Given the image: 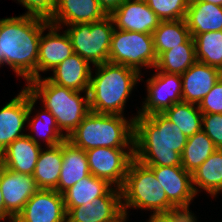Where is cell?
<instances>
[{"instance_id":"4fadbf2b","label":"cell","mask_w":222,"mask_h":222,"mask_svg":"<svg viewBox=\"0 0 222 222\" xmlns=\"http://www.w3.org/2000/svg\"><path fill=\"white\" fill-rule=\"evenodd\" d=\"M28 112L29 91L23 86L0 108V154L13 141L26 135Z\"/></svg>"},{"instance_id":"8d00e7d4","label":"cell","mask_w":222,"mask_h":222,"mask_svg":"<svg viewBox=\"0 0 222 222\" xmlns=\"http://www.w3.org/2000/svg\"><path fill=\"white\" fill-rule=\"evenodd\" d=\"M196 214L177 210L171 213L150 214L145 222H195Z\"/></svg>"},{"instance_id":"5b68a950","label":"cell","mask_w":222,"mask_h":222,"mask_svg":"<svg viewBox=\"0 0 222 222\" xmlns=\"http://www.w3.org/2000/svg\"><path fill=\"white\" fill-rule=\"evenodd\" d=\"M131 116L90 111L67 138L85 151L93 148H134V119Z\"/></svg>"},{"instance_id":"83f0119b","label":"cell","mask_w":222,"mask_h":222,"mask_svg":"<svg viewBox=\"0 0 222 222\" xmlns=\"http://www.w3.org/2000/svg\"><path fill=\"white\" fill-rule=\"evenodd\" d=\"M196 61L195 42L190 37L184 44L163 52L157 58L154 69L156 71L181 75Z\"/></svg>"},{"instance_id":"d590c367","label":"cell","mask_w":222,"mask_h":222,"mask_svg":"<svg viewBox=\"0 0 222 222\" xmlns=\"http://www.w3.org/2000/svg\"><path fill=\"white\" fill-rule=\"evenodd\" d=\"M202 130L217 149H222V114H202Z\"/></svg>"},{"instance_id":"ac0fdd59","label":"cell","mask_w":222,"mask_h":222,"mask_svg":"<svg viewBox=\"0 0 222 222\" xmlns=\"http://www.w3.org/2000/svg\"><path fill=\"white\" fill-rule=\"evenodd\" d=\"M37 104L38 102L29 92V112L27 116L28 128H26V131L29 132L26 133V135L33 142L41 146L44 145L45 147L55 146L62 143L67 137L60 131L55 117L49 112V110L45 109L43 106H39V108Z\"/></svg>"},{"instance_id":"7402d4cb","label":"cell","mask_w":222,"mask_h":222,"mask_svg":"<svg viewBox=\"0 0 222 222\" xmlns=\"http://www.w3.org/2000/svg\"><path fill=\"white\" fill-rule=\"evenodd\" d=\"M42 148L25 135L5 148L0 154V164L14 172L33 175Z\"/></svg>"},{"instance_id":"d6a6232c","label":"cell","mask_w":222,"mask_h":222,"mask_svg":"<svg viewBox=\"0 0 222 222\" xmlns=\"http://www.w3.org/2000/svg\"><path fill=\"white\" fill-rule=\"evenodd\" d=\"M161 21L185 19L190 0H145Z\"/></svg>"},{"instance_id":"f1b7e54d","label":"cell","mask_w":222,"mask_h":222,"mask_svg":"<svg viewBox=\"0 0 222 222\" xmlns=\"http://www.w3.org/2000/svg\"><path fill=\"white\" fill-rule=\"evenodd\" d=\"M152 35L157 58L163 52L184 44L191 37L185 19L161 21Z\"/></svg>"},{"instance_id":"5bb4252c","label":"cell","mask_w":222,"mask_h":222,"mask_svg":"<svg viewBox=\"0 0 222 222\" xmlns=\"http://www.w3.org/2000/svg\"><path fill=\"white\" fill-rule=\"evenodd\" d=\"M73 54V47L67 32L61 27L49 24L42 31L39 41L37 78L43 77L42 73L49 74L57 65Z\"/></svg>"},{"instance_id":"d4e9b609","label":"cell","mask_w":222,"mask_h":222,"mask_svg":"<svg viewBox=\"0 0 222 222\" xmlns=\"http://www.w3.org/2000/svg\"><path fill=\"white\" fill-rule=\"evenodd\" d=\"M185 21L191 37L222 30V6L203 1H190Z\"/></svg>"},{"instance_id":"e0dca14e","label":"cell","mask_w":222,"mask_h":222,"mask_svg":"<svg viewBox=\"0 0 222 222\" xmlns=\"http://www.w3.org/2000/svg\"><path fill=\"white\" fill-rule=\"evenodd\" d=\"M109 16L117 29L148 34L161 22L145 0H125Z\"/></svg>"},{"instance_id":"484cf974","label":"cell","mask_w":222,"mask_h":222,"mask_svg":"<svg viewBox=\"0 0 222 222\" xmlns=\"http://www.w3.org/2000/svg\"><path fill=\"white\" fill-rule=\"evenodd\" d=\"M62 162V143L43 146L32 175L39 189H57Z\"/></svg>"},{"instance_id":"9a60e30c","label":"cell","mask_w":222,"mask_h":222,"mask_svg":"<svg viewBox=\"0 0 222 222\" xmlns=\"http://www.w3.org/2000/svg\"><path fill=\"white\" fill-rule=\"evenodd\" d=\"M16 222H67L63 195L56 190L39 189L16 216Z\"/></svg>"},{"instance_id":"2e32d148","label":"cell","mask_w":222,"mask_h":222,"mask_svg":"<svg viewBox=\"0 0 222 222\" xmlns=\"http://www.w3.org/2000/svg\"><path fill=\"white\" fill-rule=\"evenodd\" d=\"M0 188L6 210L14 217L39 190L32 175L17 173L0 164Z\"/></svg>"},{"instance_id":"f35d334b","label":"cell","mask_w":222,"mask_h":222,"mask_svg":"<svg viewBox=\"0 0 222 222\" xmlns=\"http://www.w3.org/2000/svg\"><path fill=\"white\" fill-rule=\"evenodd\" d=\"M12 220H15V218L6 210L2 189L0 188V222H9Z\"/></svg>"},{"instance_id":"7c38bea8","label":"cell","mask_w":222,"mask_h":222,"mask_svg":"<svg viewBox=\"0 0 222 222\" xmlns=\"http://www.w3.org/2000/svg\"><path fill=\"white\" fill-rule=\"evenodd\" d=\"M149 167L166 192L168 200L178 210L195 214L190 207L195 198H198L192 185V174L182 166Z\"/></svg>"},{"instance_id":"f546056e","label":"cell","mask_w":222,"mask_h":222,"mask_svg":"<svg viewBox=\"0 0 222 222\" xmlns=\"http://www.w3.org/2000/svg\"><path fill=\"white\" fill-rule=\"evenodd\" d=\"M216 150L213 141L203 130H200L187 139L181 155V166L192 174Z\"/></svg>"},{"instance_id":"9c48e42d","label":"cell","mask_w":222,"mask_h":222,"mask_svg":"<svg viewBox=\"0 0 222 222\" xmlns=\"http://www.w3.org/2000/svg\"><path fill=\"white\" fill-rule=\"evenodd\" d=\"M148 78L141 74L140 82L145 83V97L140 102V108H136L138 115H151L154 113H163L174 103L182 101V78L180 74L166 73L154 70L148 71ZM145 76L147 79L144 81Z\"/></svg>"},{"instance_id":"1f68e13d","label":"cell","mask_w":222,"mask_h":222,"mask_svg":"<svg viewBox=\"0 0 222 222\" xmlns=\"http://www.w3.org/2000/svg\"><path fill=\"white\" fill-rule=\"evenodd\" d=\"M193 39L197 61L222 71V30L201 33Z\"/></svg>"},{"instance_id":"4316f807","label":"cell","mask_w":222,"mask_h":222,"mask_svg":"<svg viewBox=\"0 0 222 222\" xmlns=\"http://www.w3.org/2000/svg\"><path fill=\"white\" fill-rule=\"evenodd\" d=\"M111 187L106 180L89 174L62 193L66 212L103 196Z\"/></svg>"},{"instance_id":"603a6c76","label":"cell","mask_w":222,"mask_h":222,"mask_svg":"<svg viewBox=\"0 0 222 222\" xmlns=\"http://www.w3.org/2000/svg\"><path fill=\"white\" fill-rule=\"evenodd\" d=\"M63 162L56 191L63 193L75 183L91 174L86 151L67 139L62 142Z\"/></svg>"},{"instance_id":"e575fe53","label":"cell","mask_w":222,"mask_h":222,"mask_svg":"<svg viewBox=\"0 0 222 222\" xmlns=\"http://www.w3.org/2000/svg\"><path fill=\"white\" fill-rule=\"evenodd\" d=\"M198 106L203 114H222V76Z\"/></svg>"},{"instance_id":"6da1fadb","label":"cell","mask_w":222,"mask_h":222,"mask_svg":"<svg viewBox=\"0 0 222 222\" xmlns=\"http://www.w3.org/2000/svg\"><path fill=\"white\" fill-rule=\"evenodd\" d=\"M49 24L21 14L0 19V68L8 66L25 85L37 79L39 41Z\"/></svg>"},{"instance_id":"ba28073f","label":"cell","mask_w":222,"mask_h":222,"mask_svg":"<svg viewBox=\"0 0 222 222\" xmlns=\"http://www.w3.org/2000/svg\"><path fill=\"white\" fill-rule=\"evenodd\" d=\"M68 34L73 51L92 66L109 62L111 38L115 29L112 18L92 23H78L62 27Z\"/></svg>"},{"instance_id":"74e56055","label":"cell","mask_w":222,"mask_h":222,"mask_svg":"<svg viewBox=\"0 0 222 222\" xmlns=\"http://www.w3.org/2000/svg\"><path fill=\"white\" fill-rule=\"evenodd\" d=\"M107 15L116 10L125 0H97Z\"/></svg>"},{"instance_id":"277c9868","label":"cell","mask_w":222,"mask_h":222,"mask_svg":"<svg viewBox=\"0 0 222 222\" xmlns=\"http://www.w3.org/2000/svg\"><path fill=\"white\" fill-rule=\"evenodd\" d=\"M24 86L38 105H42L55 117L60 131L67 138L90 112L88 92L57 85L46 75Z\"/></svg>"},{"instance_id":"52a82bcc","label":"cell","mask_w":222,"mask_h":222,"mask_svg":"<svg viewBox=\"0 0 222 222\" xmlns=\"http://www.w3.org/2000/svg\"><path fill=\"white\" fill-rule=\"evenodd\" d=\"M109 62L133 68L140 74L153 71L157 63L153 35L115 28L111 38Z\"/></svg>"},{"instance_id":"7a4b0ae2","label":"cell","mask_w":222,"mask_h":222,"mask_svg":"<svg viewBox=\"0 0 222 222\" xmlns=\"http://www.w3.org/2000/svg\"><path fill=\"white\" fill-rule=\"evenodd\" d=\"M187 136L162 113L134 119V158L147 166H181Z\"/></svg>"},{"instance_id":"4dcf8cb0","label":"cell","mask_w":222,"mask_h":222,"mask_svg":"<svg viewBox=\"0 0 222 222\" xmlns=\"http://www.w3.org/2000/svg\"><path fill=\"white\" fill-rule=\"evenodd\" d=\"M177 125L187 138L202 130V112L197 104L184 101L174 103L162 113Z\"/></svg>"},{"instance_id":"cb8c5ba5","label":"cell","mask_w":222,"mask_h":222,"mask_svg":"<svg viewBox=\"0 0 222 222\" xmlns=\"http://www.w3.org/2000/svg\"><path fill=\"white\" fill-rule=\"evenodd\" d=\"M192 185L197 196L203 191L212 200L222 196V149H217L192 173Z\"/></svg>"},{"instance_id":"ab89813d","label":"cell","mask_w":222,"mask_h":222,"mask_svg":"<svg viewBox=\"0 0 222 222\" xmlns=\"http://www.w3.org/2000/svg\"><path fill=\"white\" fill-rule=\"evenodd\" d=\"M190 1H203L208 3H213L218 6H222V0H190Z\"/></svg>"},{"instance_id":"ffe728a7","label":"cell","mask_w":222,"mask_h":222,"mask_svg":"<svg viewBox=\"0 0 222 222\" xmlns=\"http://www.w3.org/2000/svg\"><path fill=\"white\" fill-rule=\"evenodd\" d=\"M221 76L220 69L196 61L181 74L182 101L199 105Z\"/></svg>"},{"instance_id":"3957f363","label":"cell","mask_w":222,"mask_h":222,"mask_svg":"<svg viewBox=\"0 0 222 222\" xmlns=\"http://www.w3.org/2000/svg\"><path fill=\"white\" fill-rule=\"evenodd\" d=\"M93 68L88 91L90 111L126 116V104L139 86L141 74L133 68L110 62Z\"/></svg>"},{"instance_id":"30bf717a","label":"cell","mask_w":222,"mask_h":222,"mask_svg":"<svg viewBox=\"0 0 222 222\" xmlns=\"http://www.w3.org/2000/svg\"><path fill=\"white\" fill-rule=\"evenodd\" d=\"M86 156L93 176L121 189L134 158V148H93L86 151Z\"/></svg>"},{"instance_id":"836d02e7","label":"cell","mask_w":222,"mask_h":222,"mask_svg":"<svg viewBox=\"0 0 222 222\" xmlns=\"http://www.w3.org/2000/svg\"><path fill=\"white\" fill-rule=\"evenodd\" d=\"M25 8L22 15L34 16L45 20H50L53 16L56 0H14ZM27 10V11H26Z\"/></svg>"},{"instance_id":"44dd1931","label":"cell","mask_w":222,"mask_h":222,"mask_svg":"<svg viewBox=\"0 0 222 222\" xmlns=\"http://www.w3.org/2000/svg\"><path fill=\"white\" fill-rule=\"evenodd\" d=\"M93 66L78 54L57 65L46 76L51 82L80 92H88Z\"/></svg>"},{"instance_id":"8992f818","label":"cell","mask_w":222,"mask_h":222,"mask_svg":"<svg viewBox=\"0 0 222 222\" xmlns=\"http://www.w3.org/2000/svg\"><path fill=\"white\" fill-rule=\"evenodd\" d=\"M121 193L123 213L128 219L131 209L137 212L147 211L150 214L171 213L178 210L168 200L153 170L135 158L129 164Z\"/></svg>"},{"instance_id":"8fae6325","label":"cell","mask_w":222,"mask_h":222,"mask_svg":"<svg viewBox=\"0 0 222 222\" xmlns=\"http://www.w3.org/2000/svg\"><path fill=\"white\" fill-rule=\"evenodd\" d=\"M123 213L121 189L111 187L103 196L85 205L71 208L67 222H128Z\"/></svg>"},{"instance_id":"d6986e66","label":"cell","mask_w":222,"mask_h":222,"mask_svg":"<svg viewBox=\"0 0 222 222\" xmlns=\"http://www.w3.org/2000/svg\"><path fill=\"white\" fill-rule=\"evenodd\" d=\"M108 16L97 0H56L53 16L48 21L57 27L92 23Z\"/></svg>"}]
</instances>
